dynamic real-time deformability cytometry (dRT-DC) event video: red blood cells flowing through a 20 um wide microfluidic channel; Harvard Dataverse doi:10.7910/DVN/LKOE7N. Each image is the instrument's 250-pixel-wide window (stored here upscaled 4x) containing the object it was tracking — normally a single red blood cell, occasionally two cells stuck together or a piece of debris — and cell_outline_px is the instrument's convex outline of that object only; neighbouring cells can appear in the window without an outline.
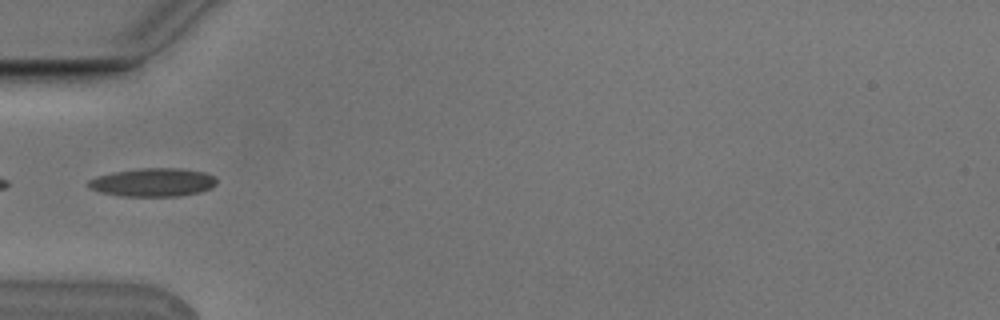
{"species": "Egyptian fruit bat (a non-hibernating species)", "species_latin": "Rousettus aegyptiacus", "temperature_condition": "cold", "stored_images_in_passage": 2, "camera_frame_rate_fps": 3000, "um_per_image_px": 0.085, "animal": {"sex": "male"}, "frame": {"image": 1, "passage_image": 2, "time_ms": 0.333, "image_size_px": [1000, 320], "cell_outline_px": [[216, 184], [200, 192], [180, 196], [124, 196], [100, 192], [88, 188], [88, 180], [112, 172], [140, 168], [180, 168], [204, 172], [216, 176]], "centroid_in_image_um": [13.01, 15.49], "position_along_channel_um": 72.0, "area_um2": 21.15}}